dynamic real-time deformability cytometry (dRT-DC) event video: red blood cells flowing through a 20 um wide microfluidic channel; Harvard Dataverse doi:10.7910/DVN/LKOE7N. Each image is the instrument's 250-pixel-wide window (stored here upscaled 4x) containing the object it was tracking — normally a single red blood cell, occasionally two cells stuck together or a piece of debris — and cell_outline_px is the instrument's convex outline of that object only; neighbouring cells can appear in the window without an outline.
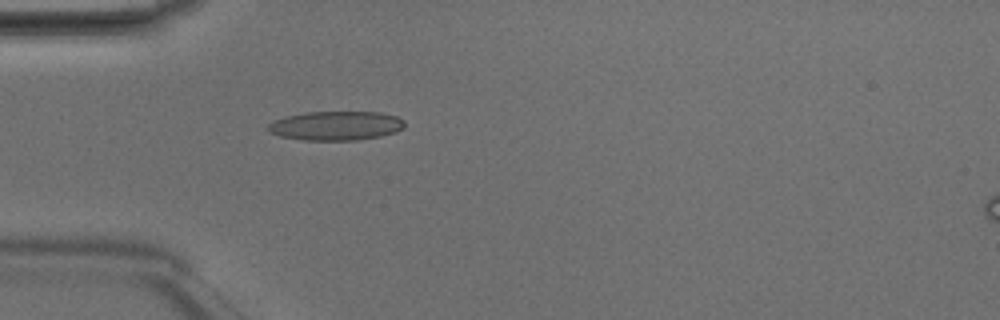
{"species": "Egyptian fruit bat (a non-hibernating species)", "species_latin": "Rousettus aegyptiacus", "temperature_condition": "room temperature", "stored_images_in_passage": 48, "camera_frame_rate_fps": 3000, "um_per_image_px": 0.085, "animal": {"sex": "male"}, "frame": {"image": 1, "passage_image": 14, "time_ms": 4.333, "image_size_px": [1000, 320], "cell_outline_px": [[404, 128], [396, 132], [380, 136], [356, 140], [304, 140], [280, 136], [268, 132], [268, 124], [272, 120], [284, 116], [304, 112], [380, 112], [396, 116], [404, 120]], "centroid_in_image_um": [28.53, 10.68], "position_along_channel_um": 56.5, "area_um2": 23.35}}
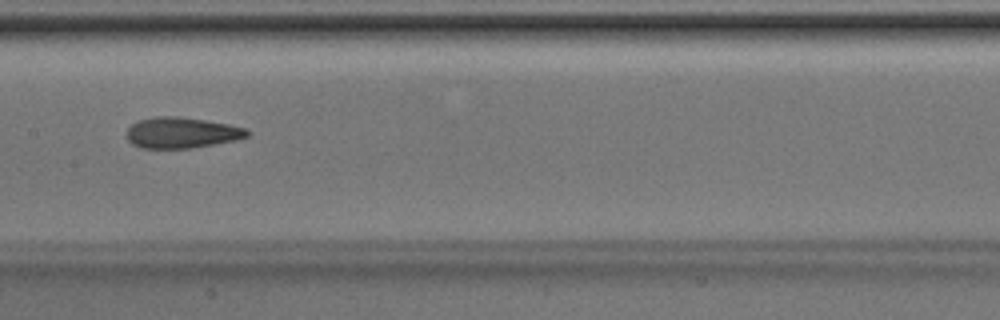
{"frame": {"image": 2, "passage_image": 24, "time_ms": 7.667, "image_size_px": [1000, 320], "cell_outline_px": [[248, 136], [236, 140], [192, 148], [140, 148], [132, 144], [124, 136], [124, 132], [132, 124], [140, 120], [156, 116], [176, 116], [204, 120], [228, 124], [244, 128], [248, 132]], "centroid_in_image_um": [15.37, 11.29], "position_along_channel_um": 192.0, "area_um2": 21.68}}
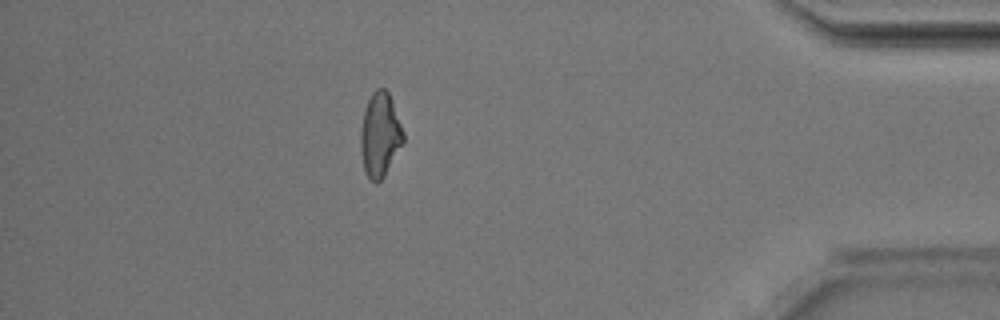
{"frame": {"image": 3, "passage_image": 42, "time_ms": 13.667, "image_size_px": [1000, 320], "cell_outline_px": [[404, 140], [384, 176], [376, 184], [364, 172], [360, 152], [360, 128], [364, 108], [372, 92], [376, 88], [384, 88], [388, 92], [404, 132]], "centroid_in_image_um": [32.27, 11.45], "position_along_channel_um": 402.9, "area_um2": 20.92}, "authors_computed_cell_mechanics": {"area_um2": 21.7039, "velocity_mm_per_s": 4.2165, "shape_relaxation_time_tau1_ms": 4.9558, "shape_relaxation_time_tau2_ms": 2.7837, "deformation_change_tau1": 0.1495, "deformation_change_tau2": 0.1125}}